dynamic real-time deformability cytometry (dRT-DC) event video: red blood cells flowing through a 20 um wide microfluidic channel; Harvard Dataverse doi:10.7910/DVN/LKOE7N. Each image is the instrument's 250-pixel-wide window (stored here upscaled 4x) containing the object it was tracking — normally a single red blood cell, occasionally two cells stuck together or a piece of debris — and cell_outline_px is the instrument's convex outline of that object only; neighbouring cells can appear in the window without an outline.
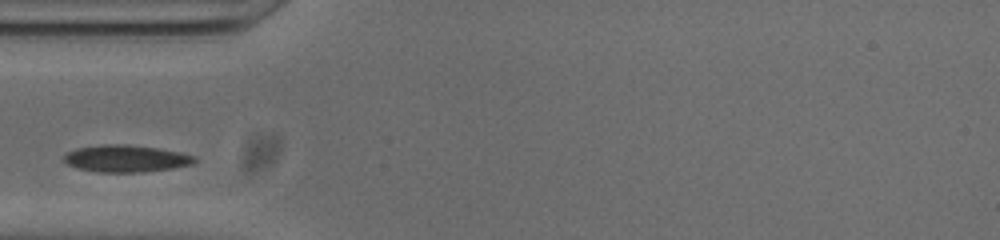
{"species": "common noctule bat (a hibernating species)", "species_latin": "Nyctalus noctula", "temperature_condition": "cold", "stored_images_in_passage": 25, "camera_frame_rate_fps": 3000, "um_per_image_px": 0.085, "animal": {"sex": "male", "body_mass_g": 20.0, "forearm_length_mm": 53.3}, "frame": {"image": 1, "passage_image": 1, "time_ms": 0.0, "image_size_px": [1000, 240], "cell_outline_px": [[196, 160], [192, 164], [172, 168], [144, 172], [96, 172], [80, 168], [68, 164], [64, 160], [64, 156], [68, 152], [76, 148], [104, 144], [124, 144], [156, 148], [180, 152], [196, 156]], "centroid_in_image_um": [10.72, 13.47], "position_along_channel_um": 74.3, "area_um2": 20.4}}
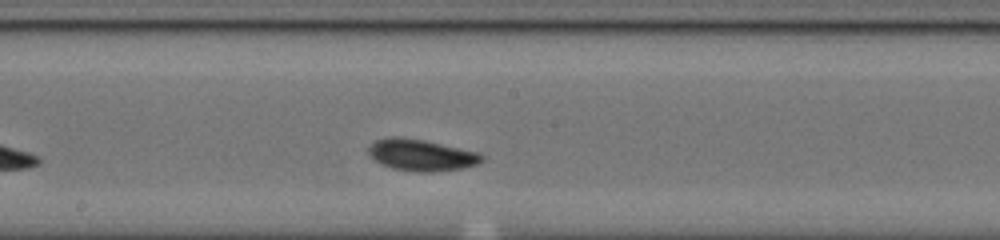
{"frame": {"image": 2, "passage_image": 12, "time_ms": 3.667, "image_size_px": [1000, 240], "cell_outline_px": [[484, 160], [476, 164], [464, 168], [432, 172], [416, 172], [392, 168], [380, 164], [368, 152], [368, 148], [376, 140], [392, 136], [396, 136], [424, 140], [480, 152], [484, 156]], "centroid_in_image_um": [35.84, 13.18], "position_along_channel_um": 212.4, "area_um2": 20.87}}
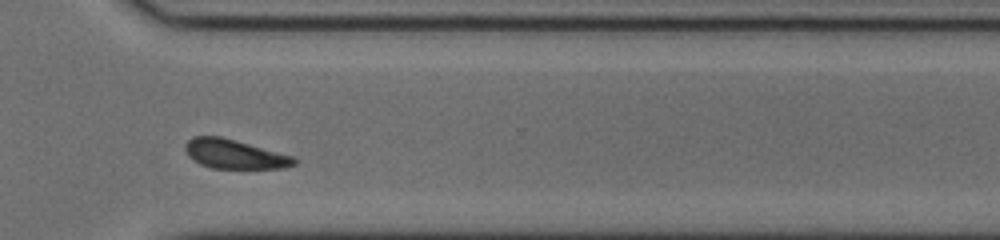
{"frame": {"image": 3, "passage_image": 23, "time_ms": 7.333, "image_size_px": [1000, 240], "cell_outline_px": [[300, 160], [296, 164], [284, 168], [212, 168], [200, 164], [192, 160], [188, 156], [184, 148], [184, 144], [192, 136], [220, 136], [236, 140], [292, 156]], "centroid_in_image_um": [19.91, 13.1], "position_along_channel_um": 350.7, "area_um2": 18.61}}